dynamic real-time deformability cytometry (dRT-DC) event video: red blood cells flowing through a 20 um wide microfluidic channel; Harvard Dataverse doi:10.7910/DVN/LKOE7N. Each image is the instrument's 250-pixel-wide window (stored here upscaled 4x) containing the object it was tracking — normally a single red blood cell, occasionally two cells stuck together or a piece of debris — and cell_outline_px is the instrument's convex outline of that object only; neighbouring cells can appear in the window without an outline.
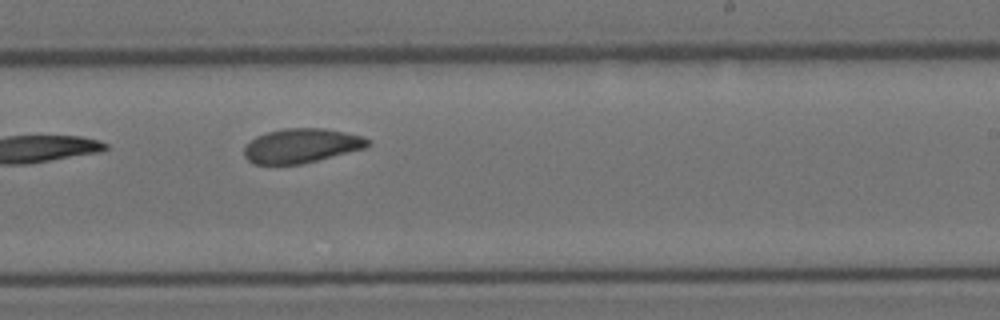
{"species": "Egyptian fruit bat (a non-hibernating species)", "species_latin": "Rousettus aegyptiacus", "temperature_condition": "room temperature", "stored_images_in_passage": 14, "camera_frame_rate_fps": 3000, "um_per_image_px": 0.085, "animal": {"sex": "female"}, "frame": {"image": 1, "passage_image": 14, "time_ms": 4.333, "image_size_px": [1000, 320], "cell_outline_px": [[372, 144], [364, 148], [300, 164], [252, 164], [244, 156], [244, 148], [256, 136], [268, 132], [284, 128], [324, 128], [344, 132], [360, 136], [372, 140]], "centroid_in_image_um": [25.61, 12.38], "position_along_channel_um": 263.4, "area_um2": 24.51}}